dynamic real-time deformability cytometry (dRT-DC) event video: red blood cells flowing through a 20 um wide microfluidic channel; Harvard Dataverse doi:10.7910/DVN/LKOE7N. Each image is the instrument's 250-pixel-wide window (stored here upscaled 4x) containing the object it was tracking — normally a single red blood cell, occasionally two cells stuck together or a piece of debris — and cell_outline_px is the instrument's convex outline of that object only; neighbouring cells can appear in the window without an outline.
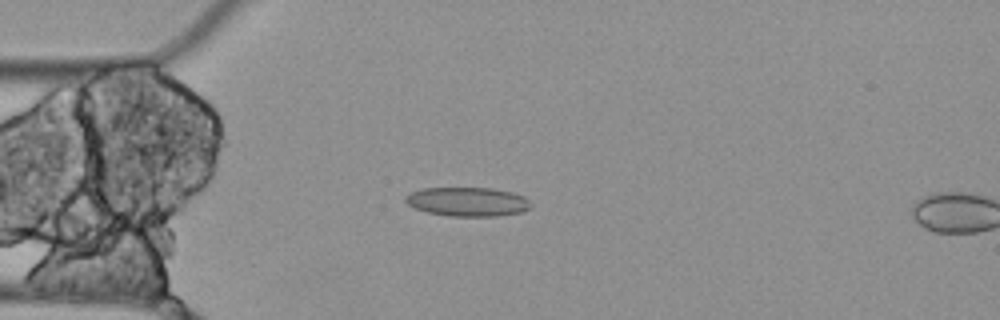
{"species": "Egyptian fruit bat (a non-hibernating species)", "species_latin": "Rousettus aegyptiacus", "temperature_condition": "cold", "stored_images_in_passage": 7, "segment_of_instrument_passage": [1, 2], "camera_frame_rate_fps": 3000, "um_per_image_px": 0.085, "animal": {"sex": "female"}, "frame": {"image": 1, "passage_image": 5, "time_ms": 1.333, "image_size_px": [1000, 320], "cell_outline_px": [[532, 204], [528, 208], [520, 212], [496, 216], [448, 216], [428, 212], [416, 208], [408, 204], [404, 200], [404, 196], [412, 192], [424, 188], [492, 188], [512, 192], [524, 196]], "centroid_in_image_um": [39.74, 17.14], "position_along_channel_um": 45.3, "area_um2": 21.1}}